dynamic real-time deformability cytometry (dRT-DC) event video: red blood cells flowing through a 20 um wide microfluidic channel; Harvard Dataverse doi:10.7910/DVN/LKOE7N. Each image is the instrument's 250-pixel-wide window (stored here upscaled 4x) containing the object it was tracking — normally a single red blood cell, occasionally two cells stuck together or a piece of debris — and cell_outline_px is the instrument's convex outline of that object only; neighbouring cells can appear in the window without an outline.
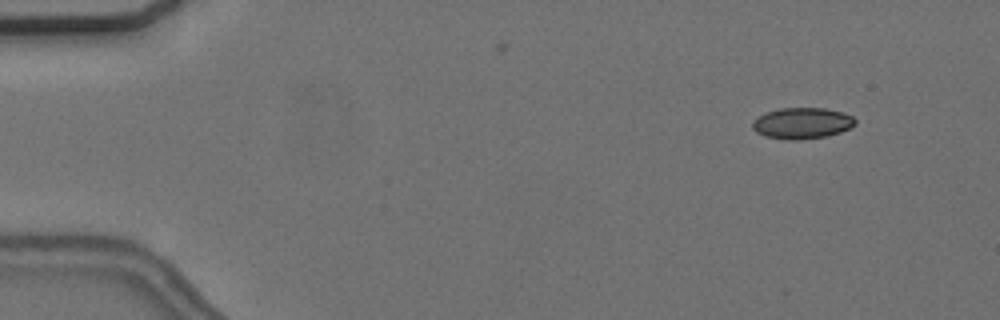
{"species": "common noctule bat (a hibernating species)", "species_latin": "Nyctalus noctula", "temperature_condition": "cold", "stored_images_in_passage": 52, "camera_frame_rate_fps": 3000, "um_per_image_px": 0.085, "animal": {"sex": "female", "body_mass_g": 24.6, "forearm_length_mm": 56.2}, "frame": {"image": 1, "passage_image": 1, "time_ms": 0.0, "image_size_px": [1000, 320], "cell_outline_px": [[856, 124], [840, 132], [828, 136], [800, 140], [788, 140], [764, 136], [756, 132], [752, 128], [752, 120], [764, 112], [780, 108], [824, 108], [844, 112], [852, 116], [856, 120]], "centroid_in_image_um": [68.15, 10.47], "position_along_channel_um": 16.8, "area_um2": 18.9}}
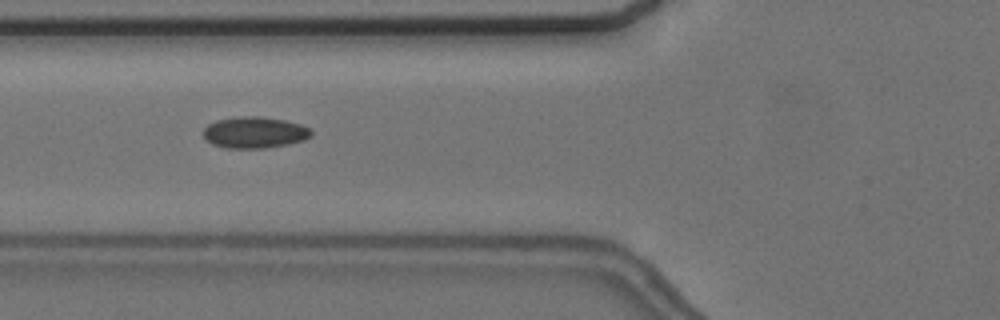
{"frame": {"image": 2, "passage_image": 17, "time_ms": 5.333, "image_size_px": [1000, 320], "cell_outline_px": [[312, 136], [304, 140], [288, 144], [264, 148], [228, 148], [212, 144], [204, 140], [204, 128], [208, 124], [216, 120], [240, 116], [260, 116], [284, 120], [300, 124], [312, 128]], "centroid_in_image_um": [21.65, 11.25], "position_along_channel_um": 104.2, "area_um2": 19.88}}
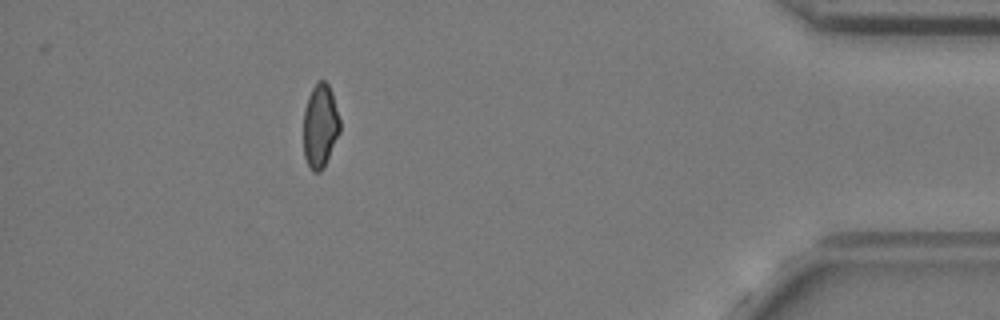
{"frame": {"image": 3, "passage_image": 46, "time_ms": 15.0, "image_size_px": [1000, 320], "cell_outline_px": [[340, 132], [324, 168], [320, 172], [312, 172], [304, 156], [304, 108], [308, 96], [312, 88], [320, 80], [324, 80], [328, 84], [332, 92], [340, 120]], "centroid_in_image_um": [27.22, 10.72], "position_along_channel_um": 408.0, "area_um2": 17.86}, "authors_computed_cell_mechanics": {"area_um2": 18.785, "velocity_mm_per_s": 3.6746, "shape_relaxation_time_tau1_ms": null, "shape_relaxation_time_tau2_ms": 2.9564, "deformation_change_tau1": null, "deformation_change_tau2": 0.0737}}